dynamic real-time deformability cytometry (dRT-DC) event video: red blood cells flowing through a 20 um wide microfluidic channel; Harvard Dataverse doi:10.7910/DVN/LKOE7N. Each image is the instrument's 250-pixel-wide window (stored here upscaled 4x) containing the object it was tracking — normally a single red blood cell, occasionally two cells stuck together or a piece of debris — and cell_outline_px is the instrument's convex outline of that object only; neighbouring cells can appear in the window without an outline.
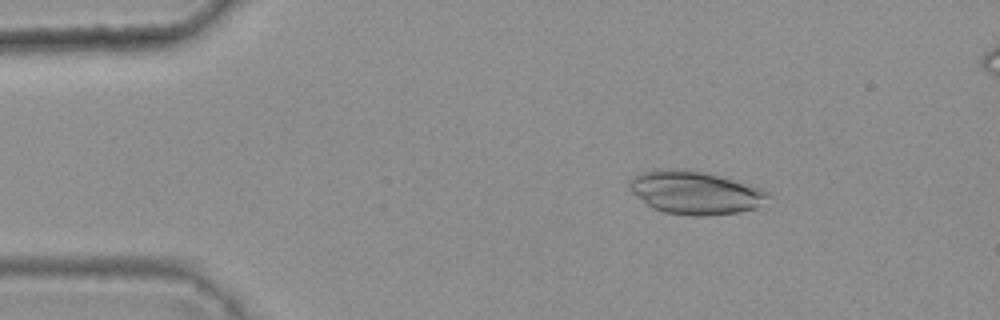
{"species": "common noctule bat (a hibernating species)", "species_latin": "Nyctalus noctula", "temperature_condition": "warm", "stored_images_in_passage": 6, "camera_frame_rate_fps": 3000, "um_per_image_px": 0.085, "animal": {"sex": "female", "body_mass_g": 25.1}, "frame": {"image": 1, "passage_image": 3, "time_ms": 0.667, "image_size_px": [1000, 320], "cell_outline_px": [[772, 196], [756, 208], [740, 212], [708, 216], [692, 216], [664, 212], [652, 208], [632, 192], [628, 188], [628, 180], [640, 172], [704, 172], [760, 188], [768, 192]], "centroid_in_image_um": [59.12, 16.44], "position_along_channel_um": 25.9, "area_um2": 33.76}}